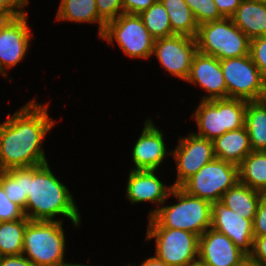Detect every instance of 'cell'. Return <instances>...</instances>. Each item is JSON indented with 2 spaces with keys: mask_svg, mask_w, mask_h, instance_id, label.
Wrapping results in <instances>:
<instances>
[{
  "mask_svg": "<svg viewBox=\"0 0 266 266\" xmlns=\"http://www.w3.org/2000/svg\"><path fill=\"white\" fill-rule=\"evenodd\" d=\"M31 100L0 124V171L47 163L42 143L55 125L48 105Z\"/></svg>",
  "mask_w": 266,
  "mask_h": 266,
  "instance_id": "cell-1",
  "label": "cell"
},
{
  "mask_svg": "<svg viewBox=\"0 0 266 266\" xmlns=\"http://www.w3.org/2000/svg\"><path fill=\"white\" fill-rule=\"evenodd\" d=\"M24 214L30 221H54L60 214L69 218L75 227L81 222L73 196L52 173L48 162L29 167V195Z\"/></svg>",
  "mask_w": 266,
  "mask_h": 266,
  "instance_id": "cell-2",
  "label": "cell"
},
{
  "mask_svg": "<svg viewBox=\"0 0 266 266\" xmlns=\"http://www.w3.org/2000/svg\"><path fill=\"white\" fill-rule=\"evenodd\" d=\"M169 196L177 198L178 203L150 210L162 227L179 229L194 233L199 237L211 227V203L188 195L180 187H173Z\"/></svg>",
  "mask_w": 266,
  "mask_h": 266,
  "instance_id": "cell-3",
  "label": "cell"
},
{
  "mask_svg": "<svg viewBox=\"0 0 266 266\" xmlns=\"http://www.w3.org/2000/svg\"><path fill=\"white\" fill-rule=\"evenodd\" d=\"M62 220L30 221L24 232L23 255L35 266H62L65 235ZM27 254V255H25Z\"/></svg>",
  "mask_w": 266,
  "mask_h": 266,
  "instance_id": "cell-4",
  "label": "cell"
},
{
  "mask_svg": "<svg viewBox=\"0 0 266 266\" xmlns=\"http://www.w3.org/2000/svg\"><path fill=\"white\" fill-rule=\"evenodd\" d=\"M197 51L218 60L250 54V39L231 18H222L198 26Z\"/></svg>",
  "mask_w": 266,
  "mask_h": 266,
  "instance_id": "cell-5",
  "label": "cell"
},
{
  "mask_svg": "<svg viewBox=\"0 0 266 266\" xmlns=\"http://www.w3.org/2000/svg\"><path fill=\"white\" fill-rule=\"evenodd\" d=\"M247 101L243 99L201 100L192 117L196 119V136L214 140L228 131L244 126Z\"/></svg>",
  "mask_w": 266,
  "mask_h": 266,
  "instance_id": "cell-6",
  "label": "cell"
},
{
  "mask_svg": "<svg viewBox=\"0 0 266 266\" xmlns=\"http://www.w3.org/2000/svg\"><path fill=\"white\" fill-rule=\"evenodd\" d=\"M145 240L156 238V256L168 266H186L198 259L199 236L179 229L162 227L149 217Z\"/></svg>",
  "mask_w": 266,
  "mask_h": 266,
  "instance_id": "cell-7",
  "label": "cell"
},
{
  "mask_svg": "<svg viewBox=\"0 0 266 266\" xmlns=\"http://www.w3.org/2000/svg\"><path fill=\"white\" fill-rule=\"evenodd\" d=\"M238 182V165L215 158L187 179L180 188L188 195L213 203L221 201L223 194Z\"/></svg>",
  "mask_w": 266,
  "mask_h": 266,
  "instance_id": "cell-8",
  "label": "cell"
},
{
  "mask_svg": "<svg viewBox=\"0 0 266 266\" xmlns=\"http://www.w3.org/2000/svg\"><path fill=\"white\" fill-rule=\"evenodd\" d=\"M227 98L259 101L266 99V80L250 54L220 60Z\"/></svg>",
  "mask_w": 266,
  "mask_h": 266,
  "instance_id": "cell-9",
  "label": "cell"
},
{
  "mask_svg": "<svg viewBox=\"0 0 266 266\" xmlns=\"http://www.w3.org/2000/svg\"><path fill=\"white\" fill-rule=\"evenodd\" d=\"M101 39L109 44L116 40L123 53L131 58L148 59L153 54L155 39L137 14L122 13L109 21Z\"/></svg>",
  "mask_w": 266,
  "mask_h": 266,
  "instance_id": "cell-10",
  "label": "cell"
},
{
  "mask_svg": "<svg viewBox=\"0 0 266 266\" xmlns=\"http://www.w3.org/2000/svg\"><path fill=\"white\" fill-rule=\"evenodd\" d=\"M197 52L196 39L172 35L154 40L153 54L169 74L187 80L193 56Z\"/></svg>",
  "mask_w": 266,
  "mask_h": 266,
  "instance_id": "cell-11",
  "label": "cell"
},
{
  "mask_svg": "<svg viewBox=\"0 0 266 266\" xmlns=\"http://www.w3.org/2000/svg\"><path fill=\"white\" fill-rule=\"evenodd\" d=\"M179 139V144L171 151L177 166V178L173 187H180L205 164L216 158L212 140L196 136L194 133Z\"/></svg>",
  "mask_w": 266,
  "mask_h": 266,
  "instance_id": "cell-12",
  "label": "cell"
},
{
  "mask_svg": "<svg viewBox=\"0 0 266 266\" xmlns=\"http://www.w3.org/2000/svg\"><path fill=\"white\" fill-rule=\"evenodd\" d=\"M27 13L16 18L0 20V74L7 76L5 69L12 68L24 59L29 49L31 31Z\"/></svg>",
  "mask_w": 266,
  "mask_h": 266,
  "instance_id": "cell-13",
  "label": "cell"
},
{
  "mask_svg": "<svg viewBox=\"0 0 266 266\" xmlns=\"http://www.w3.org/2000/svg\"><path fill=\"white\" fill-rule=\"evenodd\" d=\"M211 228L226 235L236 247L249 256L253 247L252 221L234 212L221 201L211 203Z\"/></svg>",
  "mask_w": 266,
  "mask_h": 266,
  "instance_id": "cell-14",
  "label": "cell"
},
{
  "mask_svg": "<svg viewBox=\"0 0 266 266\" xmlns=\"http://www.w3.org/2000/svg\"><path fill=\"white\" fill-rule=\"evenodd\" d=\"M186 81L199 85L208 92V96L202 97V100L227 98L220 60L214 56L197 51L193 56L190 74Z\"/></svg>",
  "mask_w": 266,
  "mask_h": 266,
  "instance_id": "cell-15",
  "label": "cell"
},
{
  "mask_svg": "<svg viewBox=\"0 0 266 266\" xmlns=\"http://www.w3.org/2000/svg\"><path fill=\"white\" fill-rule=\"evenodd\" d=\"M247 255L211 227L199 237L198 259L207 266H235Z\"/></svg>",
  "mask_w": 266,
  "mask_h": 266,
  "instance_id": "cell-16",
  "label": "cell"
},
{
  "mask_svg": "<svg viewBox=\"0 0 266 266\" xmlns=\"http://www.w3.org/2000/svg\"><path fill=\"white\" fill-rule=\"evenodd\" d=\"M163 132L159 130L151 119L145 121L143 132L132 150V159L135 164L133 170H157L167 156L172 154L166 151Z\"/></svg>",
  "mask_w": 266,
  "mask_h": 266,
  "instance_id": "cell-17",
  "label": "cell"
},
{
  "mask_svg": "<svg viewBox=\"0 0 266 266\" xmlns=\"http://www.w3.org/2000/svg\"><path fill=\"white\" fill-rule=\"evenodd\" d=\"M155 170H131L126 186V197L132 203L154 202L157 206L165 203L173 189L164 185L156 176Z\"/></svg>",
  "mask_w": 266,
  "mask_h": 266,
  "instance_id": "cell-18",
  "label": "cell"
},
{
  "mask_svg": "<svg viewBox=\"0 0 266 266\" xmlns=\"http://www.w3.org/2000/svg\"><path fill=\"white\" fill-rule=\"evenodd\" d=\"M231 19L250 40L266 36V2L241 0Z\"/></svg>",
  "mask_w": 266,
  "mask_h": 266,
  "instance_id": "cell-19",
  "label": "cell"
},
{
  "mask_svg": "<svg viewBox=\"0 0 266 266\" xmlns=\"http://www.w3.org/2000/svg\"><path fill=\"white\" fill-rule=\"evenodd\" d=\"M214 155L217 159L239 165L252 152L249 135L245 126L228 131L213 140Z\"/></svg>",
  "mask_w": 266,
  "mask_h": 266,
  "instance_id": "cell-20",
  "label": "cell"
},
{
  "mask_svg": "<svg viewBox=\"0 0 266 266\" xmlns=\"http://www.w3.org/2000/svg\"><path fill=\"white\" fill-rule=\"evenodd\" d=\"M56 20L77 23L96 22L99 25L98 35L100 38L107 24L98 14L96 0H61Z\"/></svg>",
  "mask_w": 266,
  "mask_h": 266,
  "instance_id": "cell-21",
  "label": "cell"
},
{
  "mask_svg": "<svg viewBox=\"0 0 266 266\" xmlns=\"http://www.w3.org/2000/svg\"><path fill=\"white\" fill-rule=\"evenodd\" d=\"M264 193L238 182L222 196L221 202L234 212H239L253 222L258 204Z\"/></svg>",
  "mask_w": 266,
  "mask_h": 266,
  "instance_id": "cell-22",
  "label": "cell"
},
{
  "mask_svg": "<svg viewBox=\"0 0 266 266\" xmlns=\"http://www.w3.org/2000/svg\"><path fill=\"white\" fill-rule=\"evenodd\" d=\"M244 126L252 151H266V99L247 101Z\"/></svg>",
  "mask_w": 266,
  "mask_h": 266,
  "instance_id": "cell-23",
  "label": "cell"
},
{
  "mask_svg": "<svg viewBox=\"0 0 266 266\" xmlns=\"http://www.w3.org/2000/svg\"><path fill=\"white\" fill-rule=\"evenodd\" d=\"M238 167L240 183L262 193L266 191V151L250 152Z\"/></svg>",
  "mask_w": 266,
  "mask_h": 266,
  "instance_id": "cell-24",
  "label": "cell"
},
{
  "mask_svg": "<svg viewBox=\"0 0 266 266\" xmlns=\"http://www.w3.org/2000/svg\"><path fill=\"white\" fill-rule=\"evenodd\" d=\"M0 185L10 201L25 211L29 195V167L0 171Z\"/></svg>",
  "mask_w": 266,
  "mask_h": 266,
  "instance_id": "cell-25",
  "label": "cell"
},
{
  "mask_svg": "<svg viewBox=\"0 0 266 266\" xmlns=\"http://www.w3.org/2000/svg\"><path fill=\"white\" fill-rule=\"evenodd\" d=\"M165 7L170 18L172 32L175 35H185L195 38L198 23L184 0H159Z\"/></svg>",
  "mask_w": 266,
  "mask_h": 266,
  "instance_id": "cell-26",
  "label": "cell"
},
{
  "mask_svg": "<svg viewBox=\"0 0 266 266\" xmlns=\"http://www.w3.org/2000/svg\"><path fill=\"white\" fill-rule=\"evenodd\" d=\"M29 222L27 217L0 222V257L23 254L24 232Z\"/></svg>",
  "mask_w": 266,
  "mask_h": 266,
  "instance_id": "cell-27",
  "label": "cell"
},
{
  "mask_svg": "<svg viewBox=\"0 0 266 266\" xmlns=\"http://www.w3.org/2000/svg\"><path fill=\"white\" fill-rule=\"evenodd\" d=\"M139 16L154 39L175 35L171 29L168 13L159 0L141 12Z\"/></svg>",
  "mask_w": 266,
  "mask_h": 266,
  "instance_id": "cell-28",
  "label": "cell"
},
{
  "mask_svg": "<svg viewBox=\"0 0 266 266\" xmlns=\"http://www.w3.org/2000/svg\"><path fill=\"white\" fill-rule=\"evenodd\" d=\"M193 13L198 25L224 18L214 0H184Z\"/></svg>",
  "mask_w": 266,
  "mask_h": 266,
  "instance_id": "cell-29",
  "label": "cell"
},
{
  "mask_svg": "<svg viewBox=\"0 0 266 266\" xmlns=\"http://www.w3.org/2000/svg\"><path fill=\"white\" fill-rule=\"evenodd\" d=\"M25 217L24 210L10 201L0 185V222L15 221Z\"/></svg>",
  "mask_w": 266,
  "mask_h": 266,
  "instance_id": "cell-30",
  "label": "cell"
},
{
  "mask_svg": "<svg viewBox=\"0 0 266 266\" xmlns=\"http://www.w3.org/2000/svg\"><path fill=\"white\" fill-rule=\"evenodd\" d=\"M250 56L266 80V36L250 40Z\"/></svg>",
  "mask_w": 266,
  "mask_h": 266,
  "instance_id": "cell-31",
  "label": "cell"
},
{
  "mask_svg": "<svg viewBox=\"0 0 266 266\" xmlns=\"http://www.w3.org/2000/svg\"><path fill=\"white\" fill-rule=\"evenodd\" d=\"M99 16L108 23L123 12L122 0H96Z\"/></svg>",
  "mask_w": 266,
  "mask_h": 266,
  "instance_id": "cell-32",
  "label": "cell"
},
{
  "mask_svg": "<svg viewBox=\"0 0 266 266\" xmlns=\"http://www.w3.org/2000/svg\"><path fill=\"white\" fill-rule=\"evenodd\" d=\"M27 4L28 0H0V20L16 18L27 13L22 10Z\"/></svg>",
  "mask_w": 266,
  "mask_h": 266,
  "instance_id": "cell-33",
  "label": "cell"
},
{
  "mask_svg": "<svg viewBox=\"0 0 266 266\" xmlns=\"http://www.w3.org/2000/svg\"><path fill=\"white\" fill-rule=\"evenodd\" d=\"M254 237L266 236V197L263 195L252 222Z\"/></svg>",
  "mask_w": 266,
  "mask_h": 266,
  "instance_id": "cell-34",
  "label": "cell"
},
{
  "mask_svg": "<svg viewBox=\"0 0 266 266\" xmlns=\"http://www.w3.org/2000/svg\"><path fill=\"white\" fill-rule=\"evenodd\" d=\"M249 256L260 266H266V236L254 237L252 252Z\"/></svg>",
  "mask_w": 266,
  "mask_h": 266,
  "instance_id": "cell-35",
  "label": "cell"
},
{
  "mask_svg": "<svg viewBox=\"0 0 266 266\" xmlns=\"http://www.w3.org/2000/svg\"><path fill=\"white\" fill-rule=\"evenodd\" d=\"M157 0H122L123 12L127 14H137L147 10Z\"/></svg>",
  "mask_w": 266,
  "mask_h": 266,
  "instance_id": "cell-36",
  "label": "cell"
},
{
  "mask_svg": "<svg viewBox=\"0 0 266 266\" xmlns=\"http://www.w3.org/2000/svg\"><path fill=\"white\" fill-rule=\"evenodd\" d=\"M214 2L224 18H231L240 5L241 0H214Z\"/></svg>",
  "mask_w": 266,
  "mask_h": 266,
  "instance_id": "cell-37",
  "label": "cell"
},
{
  "mask_svg": "<svg viewBox=\"0 0 266 266\" xmlns=\"http://www.w3.org/2000/svg\"><path fill=\"white\" fill-rule=\"evenodd\" d=\"M0 266H35V265L22 254L16 256L0 257Z\"/></svg>",
  "mask_w": 266,
  "mask_h": 266,
  "instance_id": "cell-38",
  "label": "cell"
},
{
  "mask_svg": "<svg viewBox=\"0 0 266 266\" xmlns=\"http://www.w3.org/2000/svg\"><path fill=\"white\" fill-rule=\"evenodd\" d=\"M128 266H133V265H128ZM136 266V265H135ZM140 266H168L166 265L161 259H159L156 255L149 257L143 263H141Z\"/></svg>",
  "mask_w": 266,
  "mask_h": 266,
  "instance_id": "cell-39",
  "label": "cell"
},
{
  "mask_svg": "<svg viewBox=\"0 0 266 266\" xmlns=\"http://www.w3.org/2000/svg\"><path fill=\"white\" fill-rule=\"evenodd\" d=\"M235 266H260V265L250 256H246L240 263H238Z\"/></svg>",
  "mask_w": 266,
  "mask_h": 266,
  "instance_id": "cell-40",
  "label": "cell"
},
{
  "mask_svg": "<svg viewBox=\"0 0 266 266\" xmlns=\"http://www.w3.org/2000/svg\"><path fill=\"white\" fill-rule=\"evenodd\" d=\"M186 266H207V265L204 264L201 260L197 259V260H195L193 262H190Z\"/></svg>",
  "mask_w": 266,
  "mask_h": 266,
  "instance_id": "cell-41",
  "label": "cell"
},
{
  "mask_svg": "<svg viewBox=\"0 0 266 266\" xmlns=\"http://www.w3.org/2000/svg\"><path fill=\"white\" fill-rule=\"evenodd\" d=\"M62 266H93V265H84V264H78V263L72 264V263H66L65 262Z\"/></svg>",
  "mask_w": 266,
  "mask_h": 266,
  "instance_id": "cell-42",
  "label": "cell"
}]
</instances>
